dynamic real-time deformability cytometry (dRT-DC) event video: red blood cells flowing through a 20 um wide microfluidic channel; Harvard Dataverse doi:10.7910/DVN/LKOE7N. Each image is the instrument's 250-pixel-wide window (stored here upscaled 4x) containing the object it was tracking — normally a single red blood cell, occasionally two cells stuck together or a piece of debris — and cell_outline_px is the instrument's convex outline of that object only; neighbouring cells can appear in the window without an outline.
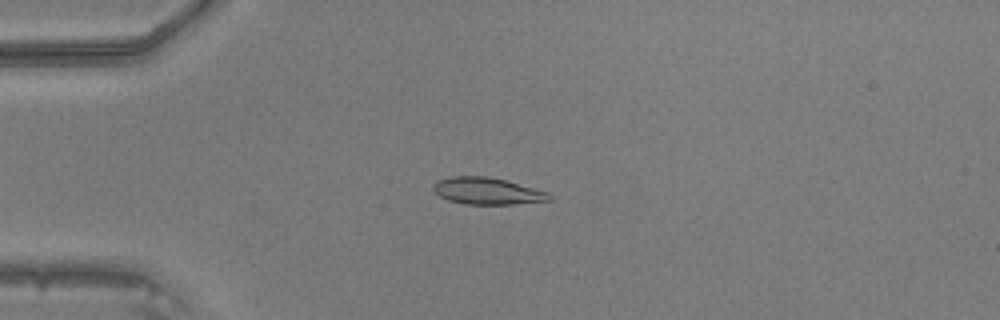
{"species": "common noctule bat (a hibernating species)", "species_latin": "Nyctalus noctula", "temperature_condition": "warm", "stored_images_in_passage": 48, "camera_frame_rate_fps": 3000, "um_per_image_px": 0.085, "animal": {"sex": "male", "body_mass_g": 20.5, "forearm_length_mm": 52.5}, "frame": {"image": 1, "passage_image": 13, "time_ms": 4.0, "image_size_px": [1000, 320], "cell_outline_px": [[552, 200], [516, 204], [464, 204], [448, 200], [440, 196], [432, 188], [432, 184], [436, 180], [448, 176], [488, 176], [504, 180], [548, 192], [552, 196]], "centroid_in_image_um": [41.38, 16.23], "position_along_channel_um": 43.6, "area_um2": 18.21}}
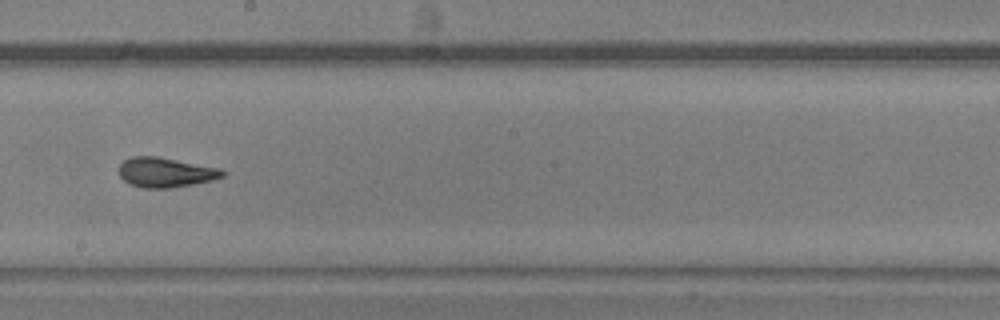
{"frame": {"image": 2, "passage_image": 28, "time_ms": 9.0, "image_size_px": [1000, 320], "cell_outline_px": [[228, 172], [224, 176], [212, 180], [192, 184], [168, 188], [144, 188], [128, 184], [120, 176], [120, 164], [124, 160], [132, 156], [156, 156], [220, 168]], "centroid_in_image_um": [14.08, 14.65], "position_along_channel_um": 234.1, "area_um2": 17.92}}
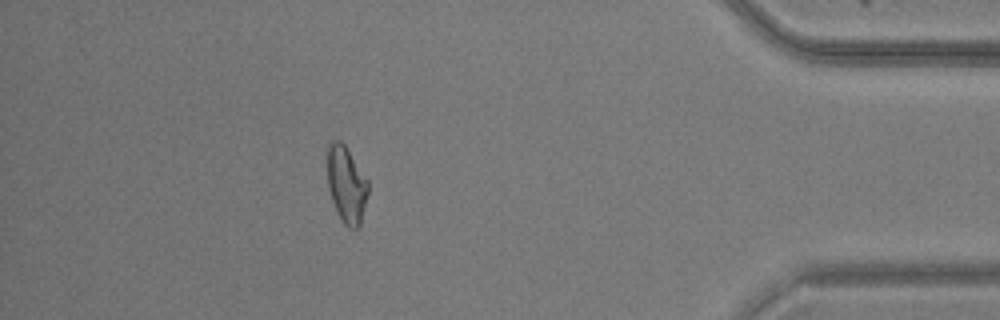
{"frame": {"image": 3, "passage_image": 43, "time_ms": 14.0, "image_size_px": [1000, 320], "cell_outline_px": [[368, 192], [360, 228], [348, 228], [344, 224], [332, 200], [328, 188], [328, 144], [332, 140], [340, 140], [344, 144], [368, 180]], "centroid_in_image_um": [29.46, 15.69], "position_along_channel_um": 405.7, "area_um2": 18.03}}